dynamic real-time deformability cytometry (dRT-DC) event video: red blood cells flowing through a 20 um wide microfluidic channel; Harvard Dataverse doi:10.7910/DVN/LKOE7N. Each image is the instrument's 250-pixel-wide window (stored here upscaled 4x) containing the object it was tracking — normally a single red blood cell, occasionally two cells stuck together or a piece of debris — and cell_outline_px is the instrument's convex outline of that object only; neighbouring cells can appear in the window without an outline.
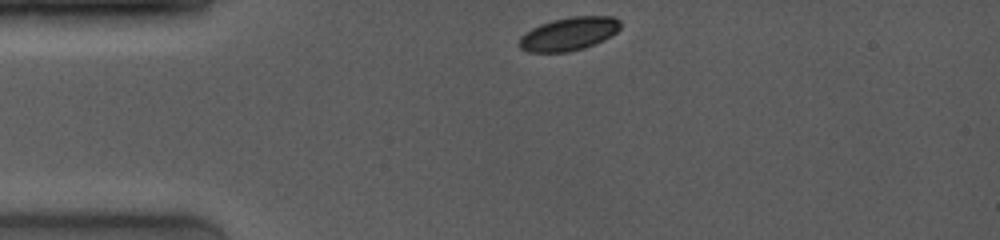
{"species": "common noctule bat (a hibernating species)", "species_latin": "Nyctalus noctula", "temperature_condition": "room temperature", "stored_images_in_passage": 45, "camera_frame_rate_fps": 4000, "um_per_image_px": 0.085, "animal": {"sex": "female", "body_mass_g": 19.0, "forearm_length_mm": 53.3}, "frame": {"image": 1, "passage_image": 1, "time_ms": 0.0, "image_size_px": [1000, 240], "cell_outline_px": [[620, 28], [616, 32], [584, 48], [568, 52], [528, 52], [520, 48], [516, 44], [520, 36], [532, 28], [540, 24], [552, 20], [568, 16], [612, 16], [620, 20]], "centroid_in_image_um": [48.29, 2.87], "position_along_channel_um": 36.7, "area_um2": 19.59}}
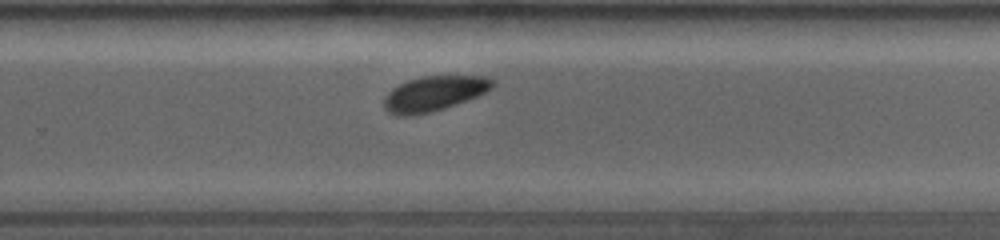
{"frame": {"image": 2, "passage_image": 30, "time_ms": 7.25, "image_size_px": [1000, 240], "cell_outline_px": [[496, 80], [492, 88], [476, 96], [444, 108], [412, 116], [396, 116], [388, 112], [384, 108], [384, 96], [392, 88], [408, 80], [420, 76], [488, 76]], "centroid_in_image_um": [36.87, 7.94], "position_along_channel_um": 292.9, "area_um2": 22.08}}
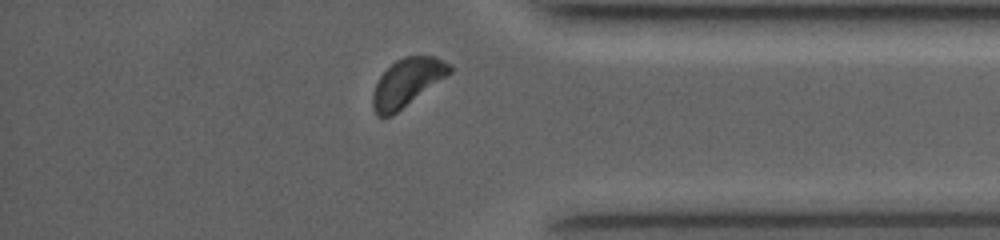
{"frame": {"image": 3, "passage_image": 41, "time_ms": 10.0, "image_size_px": [1000, 240], "cell_outline_px": [[452, 72], [392, 116], [376, 116], [372, 108], [372, 92], [380, 76], [396, 60], [404, 56], [436, 56], [448, 64], [452, 68]], "centroid_in_image_um": [34.57, 7.02], "position_along_channel_um": 400.6, "area_um2": 21.27}, "authors_computed_cell_mechanics": {"area_um2": 22.0218, "velocity_mm_per_s": 4.0363, "shape_relaxation_time_tau1_ms": 0.8973, "shape_relaxation_time_tau2_ms": 3.4826, "deformation_change_tau1": 0.0763, "deformation_change_tau2": 0.0663}}